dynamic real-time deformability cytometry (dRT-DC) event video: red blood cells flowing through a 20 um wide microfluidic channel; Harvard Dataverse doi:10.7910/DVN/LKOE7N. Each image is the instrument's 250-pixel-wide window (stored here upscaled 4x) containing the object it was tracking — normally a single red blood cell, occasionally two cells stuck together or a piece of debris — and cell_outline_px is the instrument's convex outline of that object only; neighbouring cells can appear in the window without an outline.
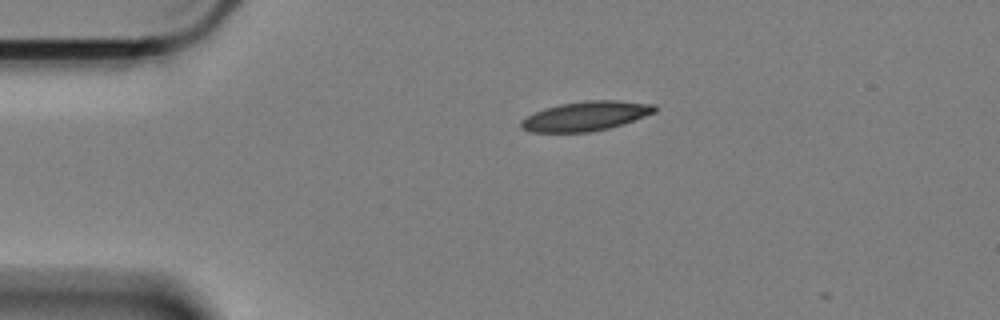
{"species": "Egyptian fruit bat (a non-hibernating species)", "species_latin": "Rousettus aegyptiacus", "temperature_condition": "cold", "stored_images_in_passage": 3, "camera_frame_rate_fps": 3000, "um_per_image_px": 0.085, "animal": {"sex": "female"}, "frame": {"image": 1, "passage_image": 1, "time_ms": 0.0, "image_size_px": [1000, 320], "cell_outline_px": [[656, 112], [624, 124], [608, 128], [588, 132], [528, 132], [520, 128], [520, 120], [536, 112], [560, 104], [588, 100], [620, 100], [656, 104]], "centroid_in_image_um": [49.82, 9.87], "position_along_channel_um": 35.2, "area_um2": 22.95}}